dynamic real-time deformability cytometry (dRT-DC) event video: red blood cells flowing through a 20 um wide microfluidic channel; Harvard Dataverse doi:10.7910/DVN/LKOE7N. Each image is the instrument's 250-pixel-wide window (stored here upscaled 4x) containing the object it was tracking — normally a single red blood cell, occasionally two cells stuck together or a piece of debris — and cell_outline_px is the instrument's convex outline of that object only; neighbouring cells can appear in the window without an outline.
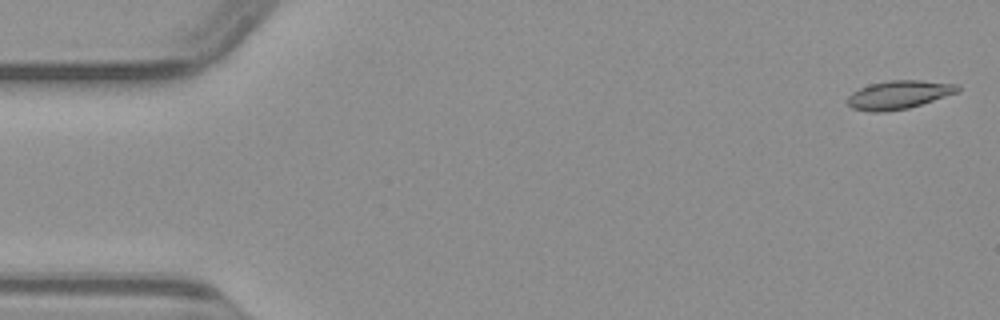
{"species": "common noctule bat (a hibernating species)", "species_latin": "Nyctalus noctula", "temperature_condition": "warm", "stored_images_in_passage": 49, "camera_frame_rate_fps": 3000, "um_per_image_px": 0.085, "animal": {"sex": "male", "body_mass_g": 23.1, "forearm_length_mm": 52.7}, "frame": {"image": 1, "passage_image": 1, "time_ms": 0.0, "image_size_px": [1000, 320], "cell_outline_px": [[960, 92], [908, 108], [884, 112], [872, 112], [852, 108], [848, 104], [848, 96], [852, 92], [868, 84], [888, 80], [920, 80], [960, 84]], "centroid_in_image_um": [76.42, 8.04], "position_along_channel_um": 8.6, "area_um2": 18.38}}
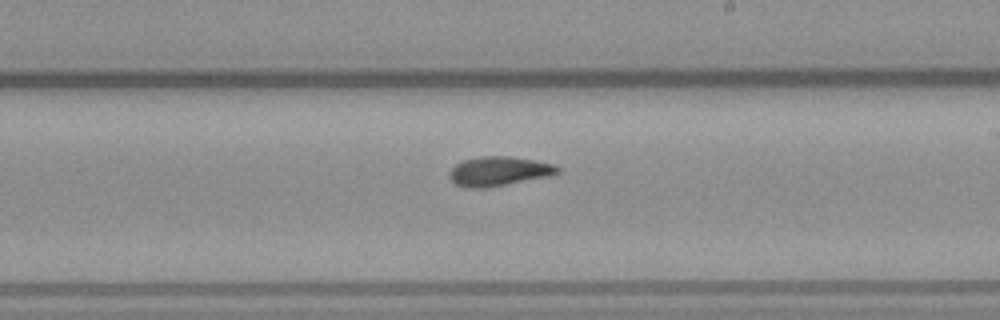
{"frame": {"image": 2, "passage_image": 28, "time_ms": 9.0, "image_size_px": [1000, 320], "cell_outline_px": [[560, 172], [552, 176], [488, 188], [468, 188], [456, 184], [448, 176], [448, 172], [456, 164], [464, 160], [480, 156], [512, 156], [556, 164], [560, 168]], "centroid_in_image_um": [42.45, 14.56], "position_along_channel_um": 246.6, "area_um2": 18.84}}
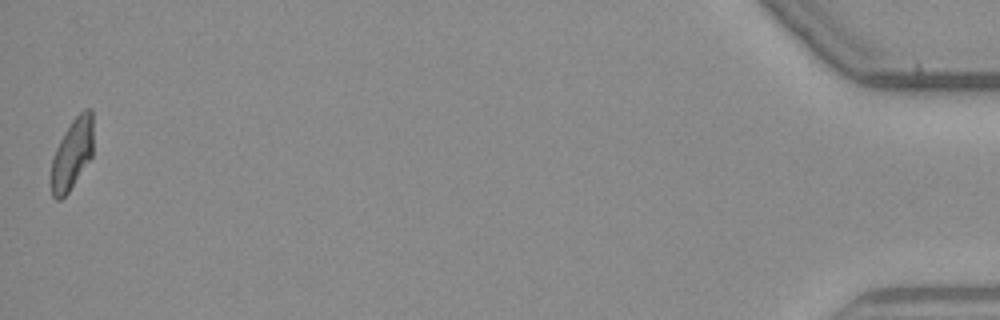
{"frame": {"image": 3, "passage_image": 49, "time_ms": 16.0, "image_size_px": [1000, 320], "cell_outline_px": [[92, 156], [68, 192], [60, 200], [56, 200], [52, 196], [52, 160], [56, 148], [64, 132], [72, 120], [84, 108], [92, 108]], "centroid_in_image_um": [6.14, 13.06], "position_along_channel_um": 429.1, "area_um2": 17.05}}